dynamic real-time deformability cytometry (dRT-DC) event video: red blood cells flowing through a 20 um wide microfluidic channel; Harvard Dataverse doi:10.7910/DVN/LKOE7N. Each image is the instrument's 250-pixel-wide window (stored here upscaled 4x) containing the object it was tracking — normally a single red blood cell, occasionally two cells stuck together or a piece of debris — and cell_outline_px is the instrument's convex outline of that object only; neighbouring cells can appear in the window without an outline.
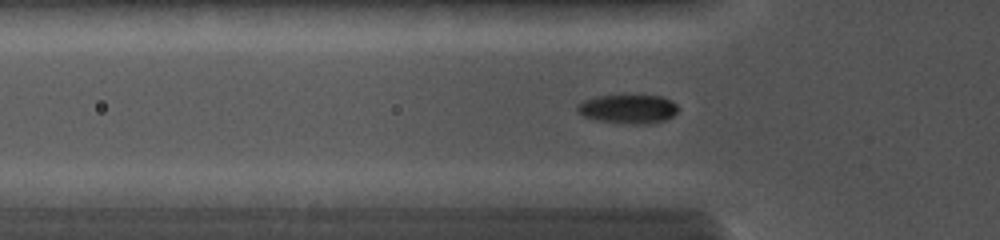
{"species": "common noctule bat (a hibernating species)", "species_latin": "Nyctalus noctula", "temperature_condition": "cold", "stored_images_in_passage": 61, "camera_frame_rate_fps": 5000, "um_per_image_px": 0.085, "animal": {"sex": "female", "body_mass_g": 19.0, "forearm_length_mm": 56.7}, "frame": {"image": 1, "passage_image": 19, "time_ms": 4.6, "image_size_px": [1000, 240], "cell_outline_px": [[680, 108], [672, 116], [664, 120], [648, 124], [632, 124], [596, 120], [584, 116], [576, 108], [576, 104], [584, 100], [596, 96], [664, 96], [672, 100]], "centroid_in_image_um": [53.41, 9.26], "position_along_channel_um": 72.4, "area_um2": 16.94}}
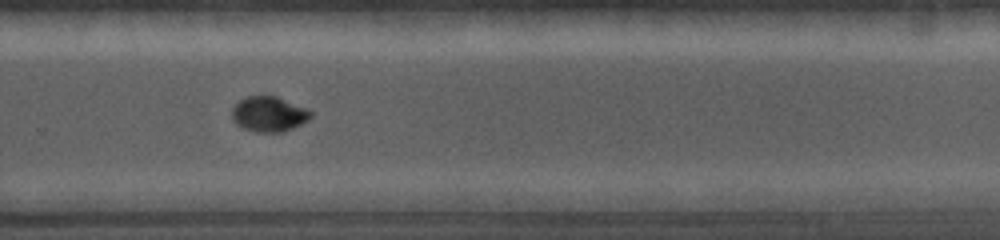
{"frame": {"image": 2, "passage_image": 40, "time_ms": 10.0, "image_size_px": [1000, 240], "cell_outline_px": [[312, 116], [308, 120], [292, 128], [280, 132], [256, 132], [244, 128], [236, 124], [232, 120], [232, 108], [240, 100], [248, 96], [276, 96], [304, 108], [312, 112]], "centroid_in_image_um": [22.82, 9.7], "position_along_channel_um": 307.0, "area_um2": 15.9}}
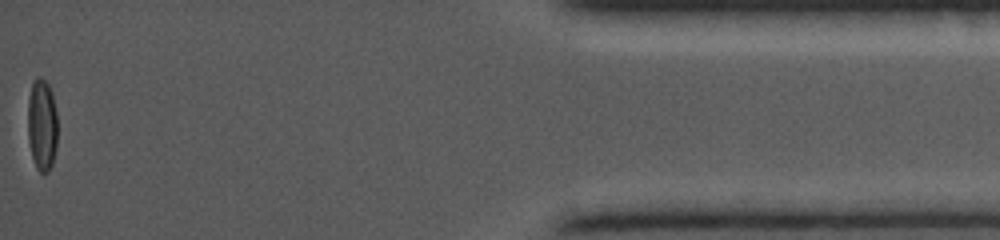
{"frame": {"image": 3, "passage_image": 61, "time_ms": 14.4, "image_size_px": [1000, 240], "cell_outline_px": [[56, 148], [52, 164], [48, 172], [40, 172], [36, 168], [32, 156], [28, 140], [28, 96], [32, 80], [36, 76], [40, 76], [48, 84], [52, 92], [56, 112]], "centroid_in_image_um": [3.55, 10.56], "position_along_channel_um": 431.6, "area_um2": 16.07}}